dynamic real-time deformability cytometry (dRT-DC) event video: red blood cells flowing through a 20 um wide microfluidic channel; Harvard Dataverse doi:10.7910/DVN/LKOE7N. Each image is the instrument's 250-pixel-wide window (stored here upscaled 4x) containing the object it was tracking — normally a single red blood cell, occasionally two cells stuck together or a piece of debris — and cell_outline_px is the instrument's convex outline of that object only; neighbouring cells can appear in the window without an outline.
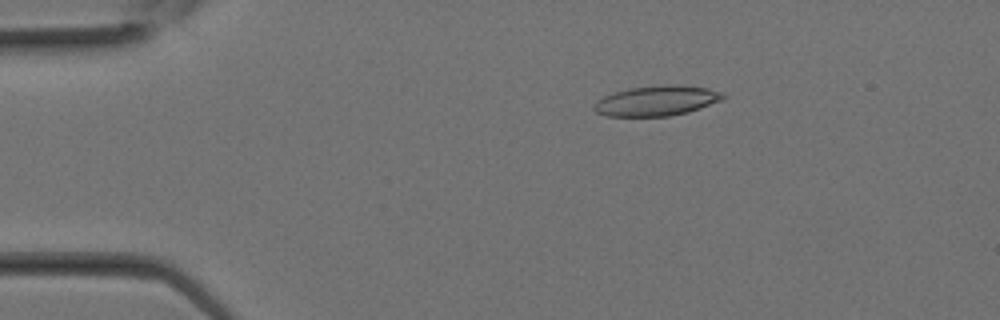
{"species": "Egyptian fruit bat (a non-hibernating species)", "species_latin": "Rousettus aegyptiacus", "temperature_condition": "room temperature", "stored_images_in_passage": 14, "camera_frame_rate_fps": 3000, "um_per_image_px": 0.085, "animal": {"sex": "female"}, "frame": {"image": 1, "passage_image": 5, "time_ms": 1.333, "image_size_px": [1000, 320], "cell_outline_px": [[728, 96], [720, 100], [700, 108], [688, 112], [668, 116], [608, 116], [596, 112], [592, 108], [592, 104], [596, 100], [604, 96], [628, 88], [668, 84], [676, 84], [708, 88], [724, 92]], "centroid_in_image_um": [55.82, 8.55], "position_along_channel_um": 29.2, "area_um2": 22.77}}
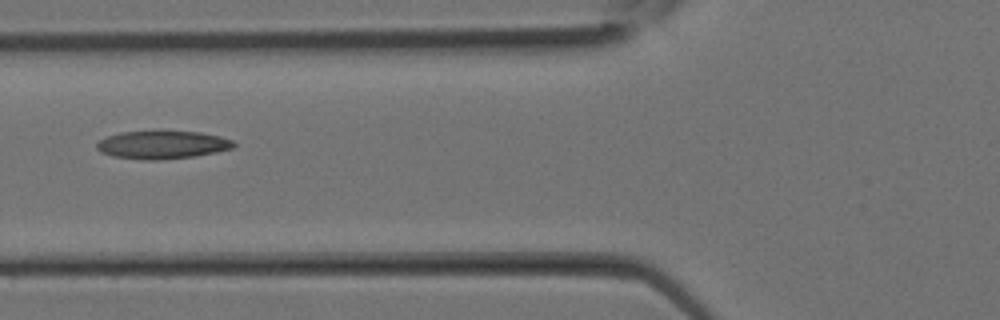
{"frame": {"image": 2, "passage_image": 11, "time_ms": 3.333, "image_size_px": [1000, 320], "cell_outline_px": [[236, 144], [232, 148], [216, 152], [196, 156], [160, 160], [144, 160], [112, 156], [100, 152], [96, 148], [96, 144], [100, 140], [108, 136], [120, 132], [200, 132], [220, 136], [232, 140]], "centroid_in_image_um": [13.79, 12.32], "position_along_channel_um": 112.0, "area_um2": 22.2}}
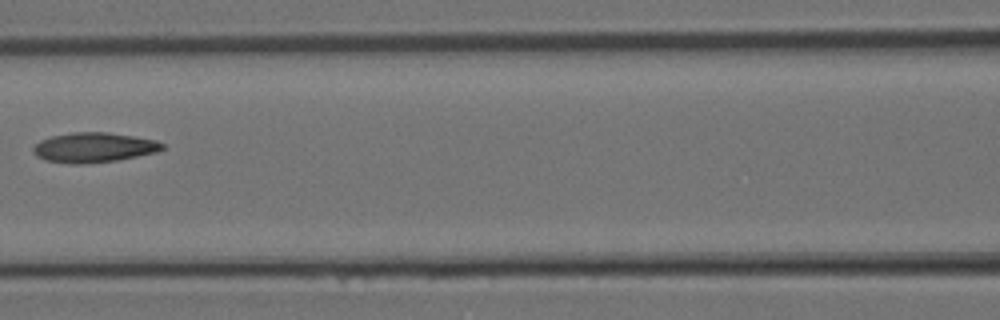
{"frame": {"image": 3, "passage_image": 13, "time_ms": 4.0, "image_size_px": [1000, 320], "cell_outline_px": [[164, 148], [156, 152], [116, 160], [80, 164], [72, 164], [44, 160], [36, 156], [32, 152], [32, 148], [40, 140], [52, 136], [72, 132], [108, 132], [156, 140], [164, 144]], "centroid_in_image_um": [7.93, 12.53], "position_along_channel_um": 158.7, "area_um2": 22.37}}